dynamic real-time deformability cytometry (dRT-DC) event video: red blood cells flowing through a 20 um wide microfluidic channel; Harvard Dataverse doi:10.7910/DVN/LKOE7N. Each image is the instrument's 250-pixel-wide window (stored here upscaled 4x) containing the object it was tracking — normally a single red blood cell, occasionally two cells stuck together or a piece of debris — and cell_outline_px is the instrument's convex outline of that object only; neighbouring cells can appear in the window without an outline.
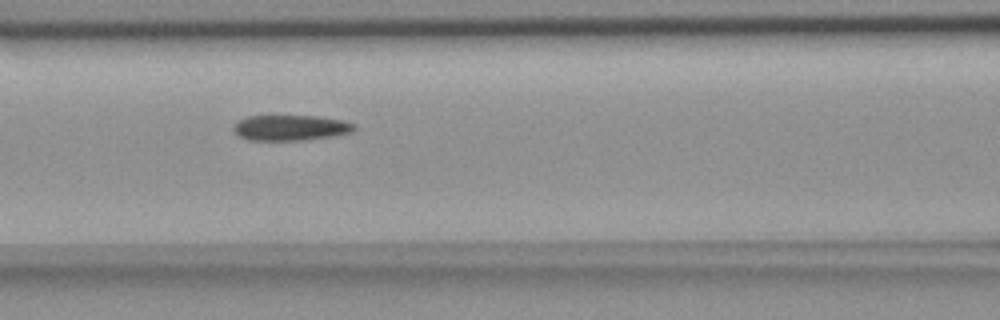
{"species": "common noctule bat (a hibernating species)", "species_latin": "Nyctalus noctula", "temperature_condition": "room temperature", "stored_images_in_passage": 9, "camera_frame_rate_fps": 3000, "um_per_image_px": 0.085, "animal": {"sex": "female", "body_mass_g": 18.4}, "frame": {"image": 1, "passage_image": 7, "time_ms": 7.0, "image_size_px": [1000, 320], "cell_outline_px": [[356, 128], [352, 132], [332, 136], [300, 140], [248, 140], [240, 136], [232, 128], [240, 120], [248, 116], [316, 116], [344, 120], [356, 124]], "centroid_in_image_um": [24.74, 10.85], "position_along_channel_um": 141.9, "area_um2": 17.8}}
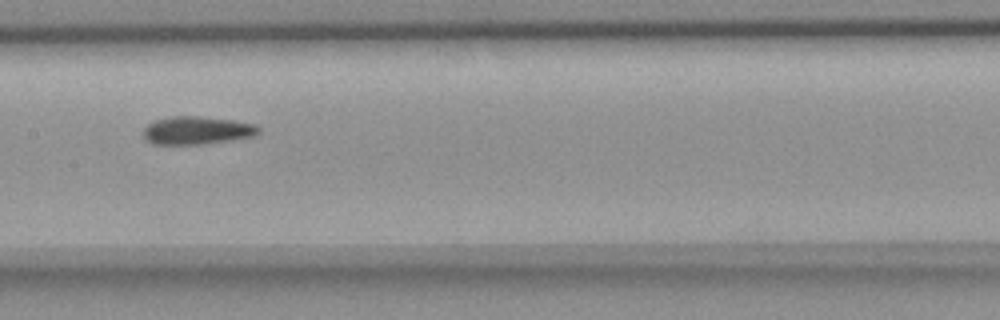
{"frame": {"image": 2, "passage_image": 8, "time_ms": 8.333, "image_size_px": [1000, 320], "cell_outline_px": [[260, 132], [256, 136], [232, 140], [204, 144], [152, 144], [144, 140], [144, 128], [148, 124], [156, 120], [172, 116], [200, 116], [236, 120], [256, 124], [260, 128]], "centroid_in_image_um": [16.78, 11.08], "position_along_channel_um": 190.6, "area_um2": 19.07}}
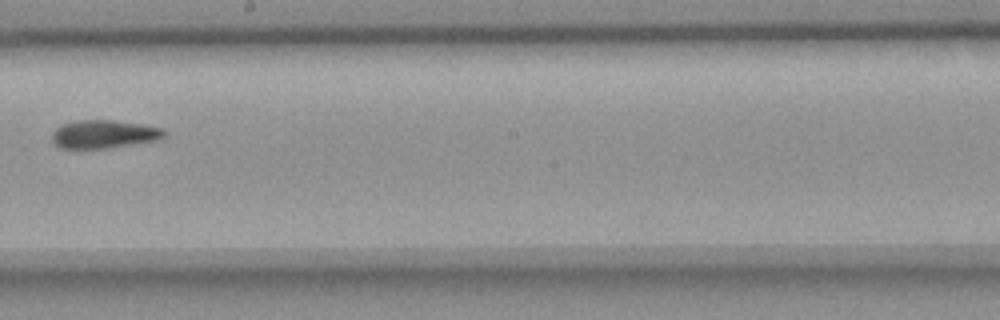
{"frame": {"image": 3, "passage_image": 9, "time_ms": 9.667, "image_size_px": [1000, 320], "cell_outline_px": [[168, 132], [160, 140], [104, 148], [60, 148], [52, 140], [52, 132], [60, 124], [76, 120], [112, 120], [144, 124], [164, 128]], "centroid_in_image_um": [8.86, 11.39], "position_along_channel_um": 239.3, "area_um2": 18.61}}